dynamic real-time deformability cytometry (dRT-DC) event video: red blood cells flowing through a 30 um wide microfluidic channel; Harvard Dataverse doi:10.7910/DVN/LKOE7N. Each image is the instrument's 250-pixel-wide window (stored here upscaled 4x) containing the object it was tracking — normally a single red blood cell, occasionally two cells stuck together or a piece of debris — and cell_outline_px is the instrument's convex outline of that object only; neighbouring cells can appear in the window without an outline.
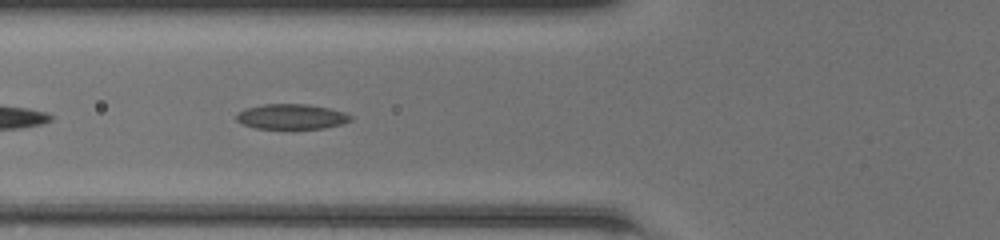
{"species": "common noctule bat (a hibernating species)", "species_latin": "Nyctalus noctula", "temperature_condition": "room temperature", "stored_images_in_passage": 11, "camera_frame_rate_fps": 3000, "um_per_image_px": 0.085, "animal": {"sex": "female", "body_mass_g": 20.0, "forearm_length_mm": 54.0}, "frame": {"image": 1, "passage_image": 4, "time_ms": 1.0, "image_size_px": [1000, 240], "cell_outline_px": [[352, 120], [340, 124], [324, 128], [256, 128], [240, 124], [236, 120], [236, 116], [244, 108], [264, 104], [308, 104], [328, 108], [344, 112], [352, 116]], "centroid_in_image_um": [24.75, 9.9], "position_along_channel_um": 101.1, "area_um2": 16.65}}
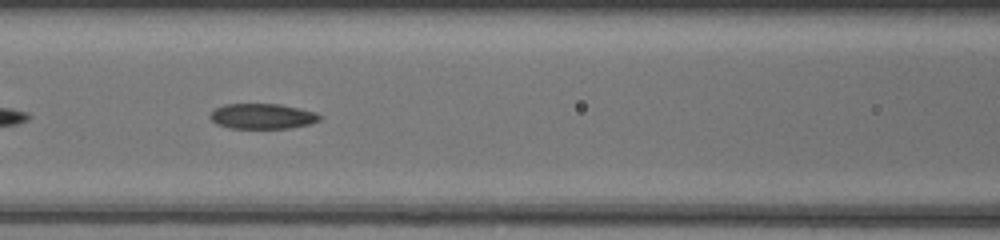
{"frame": {"image": 2, "passage_image": 7, "time_ms": 2.0, "image_size_px": [1000, 240], "cell_outline_px": [[324, 116], [320, 120], [308, 124], [288, 128], [228, 128], [216, 124], [208, 116], [216, 108], [224, 104], [280, 104], [300, 108], [316, 112]], "centroid_in_image_um": [22.31, 9.88], "position_along_channel_um": 144.3, "area_um2": 16.24}}